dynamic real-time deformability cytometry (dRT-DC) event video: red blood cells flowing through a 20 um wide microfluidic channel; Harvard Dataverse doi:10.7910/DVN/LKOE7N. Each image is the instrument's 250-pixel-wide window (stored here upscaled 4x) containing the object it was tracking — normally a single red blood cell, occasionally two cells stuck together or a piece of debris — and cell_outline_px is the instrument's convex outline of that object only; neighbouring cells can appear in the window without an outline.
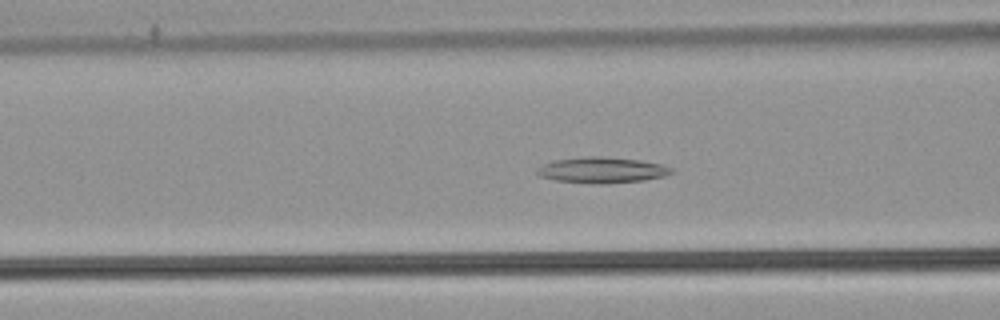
{"species": "common noctule bat (a hibernating species)", "species_latin": "Nyctalus noctula", "temperature_condition": "warm", "stored_images_in_passage": 46, "camera_frame_rate_fps": 3000, "um_per_image_px": 0.085, "animal": {"sex": "male", "body_mass_g": 21.5, "forearm_length_mm": 52.0}, "frame": {"image": 1, "passage_image": 14, "time_ms": 4.333, "image_size_px": [1000, 320], "cell_outline_px": [[676, 172], [664, 176], [644, 180], [608, 184], [596, 184], [556, 180], [536, 176], [536, 172], [544, 164], [556, 160], [584, 156], [600, 156], [640, 160], [660, 164], [676, 168]], "centroid_in_image_um": [51.22, 14.46], "position_along_channel_um": 115.4, "area_um2": 20.4}}
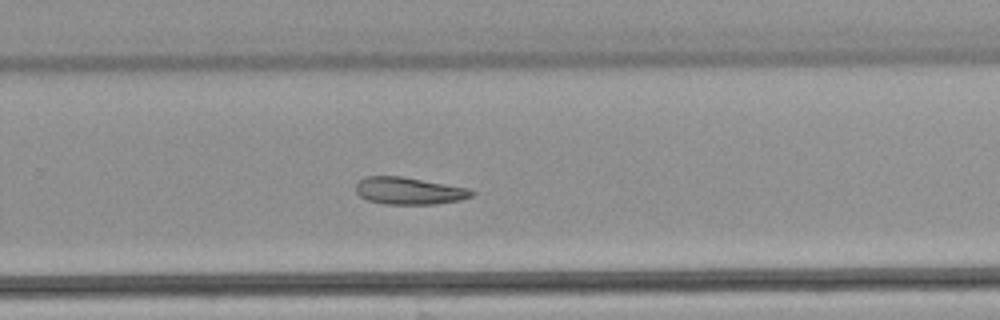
{"frame": {"image": 2, "passage_image": 28, "time_ms": 9.0, "image_size_px": [1000, 320], "cell_outline_px": [[476, 192], [472, 196], [460, 200], [436, 204], [384, 204], [368, 200], [360, 196], [356, 192], [356, 184], [364, 176], [400, 176], [468, 188]], "centroid_in_image_um": [34.76, 16.22], "position_along_channel_um": 295.0, "area_um2": 18.26}}
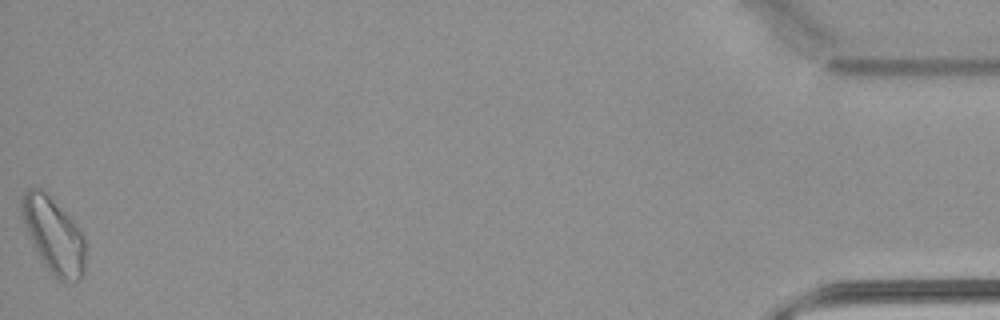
{"frame": {"image": 3, "passage_image": 46, "time_ms": 15.0, "image_size_px": [1000, 320], "cell_outline_px": [[84, 272], [80, 280], [60, 280], [40, 260], [32, 244], [24, 224], [20, 212], [20, 200], [24, 192], [28, 188], [44, 188], [48, 192], [72, 220], [84, 236]], "centroid_in_image_um": [4.52, 19.93], "position_along_channel_um": 430.7, "area_um2": 27.98}}